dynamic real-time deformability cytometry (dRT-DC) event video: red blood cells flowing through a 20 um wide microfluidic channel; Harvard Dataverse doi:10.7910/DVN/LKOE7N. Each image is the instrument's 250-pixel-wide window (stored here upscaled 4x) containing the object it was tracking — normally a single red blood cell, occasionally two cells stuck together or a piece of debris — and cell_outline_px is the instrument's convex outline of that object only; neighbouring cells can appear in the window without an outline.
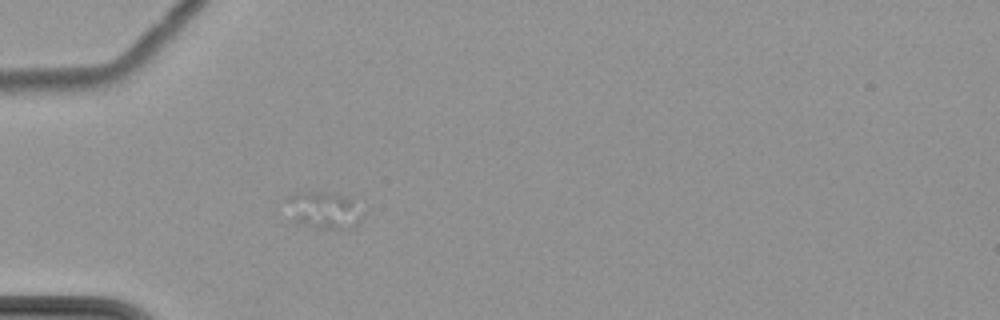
{"species": "common noctule bat (a hibernating species)", "species_latin": "Nyctalus noctula", "temperature_condition": "cold", "stored_images_in_passage": 2, "camera_frame_rate_fps": 3000, "um_per_image_px": 0.085, "animal": {"sex": "female", "body_mass_g": 22.7, "forearm_length_mm": 54.2}, "frame": {"image": 1, "passage_image": 2, "time_ms": 1.0, "image_size_px": [1000, 320], "cell_outline_px": [[364, 212], [360, 224], [356, 228], [344, 232], [340, 232], [304, 224], [292, 220], [284, 196], [292, 192], [324, 192], [344, 196], [352, 200]], "centroid_in_image_um": [27.57, 17.9], "position_along_channel_um": 57.4, "area_um2": 17.11}}